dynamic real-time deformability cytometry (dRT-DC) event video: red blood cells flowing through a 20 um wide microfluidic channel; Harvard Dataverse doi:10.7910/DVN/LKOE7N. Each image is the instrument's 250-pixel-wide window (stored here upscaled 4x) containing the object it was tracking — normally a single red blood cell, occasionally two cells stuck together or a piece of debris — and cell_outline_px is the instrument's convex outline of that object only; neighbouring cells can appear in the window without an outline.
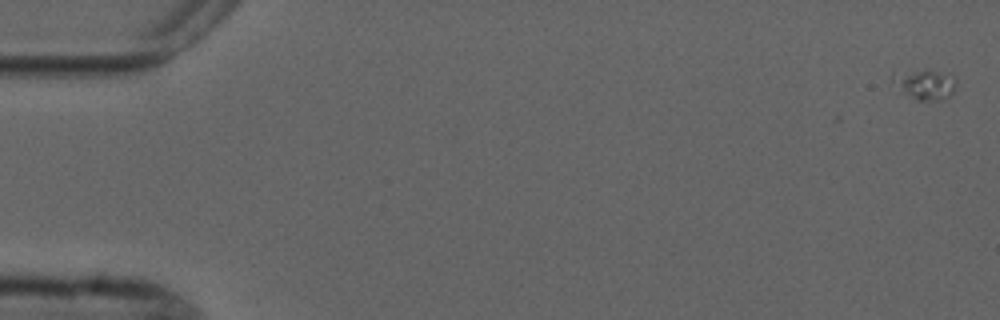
{"species": "common noctule bat (a hibernating species)", "species_latin": "Nyctalus noctula", "temperature_condition": "cold", "stored_images_in_passage": 5, "camera_frame_rate_fps": 3000, "um_per_image_px": 0.085, "animal": {"sex": "male", "forearm_length_mm": 52.5}, "frame": {"image": 1, "passage_image": 1, "time_ms": 0.0, "image_size_px": [1000, 320], "cell_outline_px": [[956, 84], [952, 92], [944, 100], [916, 100], [892, 80], [892, 72], [924, 68], [956, 80]], "centroid_in_image_um": [78.58, 7.15], "position_along_channel_um": 6.4, "area_um2": 10.64}}